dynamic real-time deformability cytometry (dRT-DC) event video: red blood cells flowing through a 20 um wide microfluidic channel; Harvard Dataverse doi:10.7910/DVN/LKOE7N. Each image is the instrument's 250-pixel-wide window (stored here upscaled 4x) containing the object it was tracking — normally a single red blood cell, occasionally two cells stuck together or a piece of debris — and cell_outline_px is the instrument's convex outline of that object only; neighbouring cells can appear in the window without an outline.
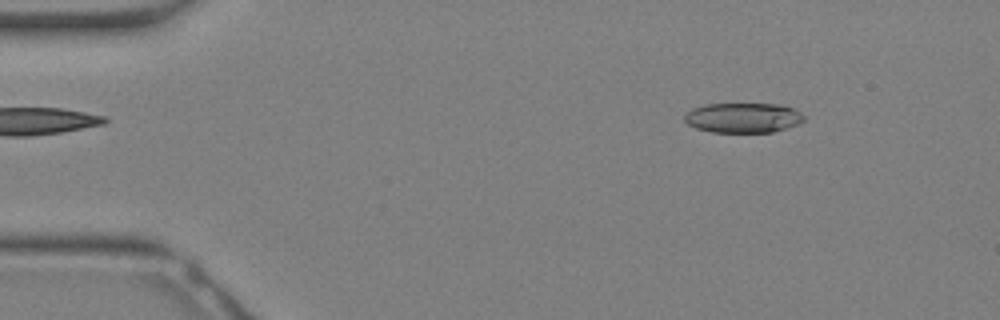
{"species": "Egyptian fruit bat (a non-hibernating species)", "species_latin": "Rousettus aegyptiacus", "temperature_condition": "warm", "stored_images_in_passage": 32, "camera_frame_rate_fps": 3000, "um_per_image_px": 0.085, "animal": {"sex": "female"}, "frame": {"image": 1, "passage_image": 4, "time_ms": 1.0, "image_size_px": [1000, 320], "cell_outline_px": [[804, 120], [796, 124], [772, 132], [712, 132], [696, 128], [688, 124], [684, 120], [684, 116], [692, 108], [704, 104], [780, 104], [792, 108], [800, 112], [804, 116]], "centroid_in_image_um": [63.13, 10.0], "position_along_channel_um": 21.9, "area_um2": 20.69}}
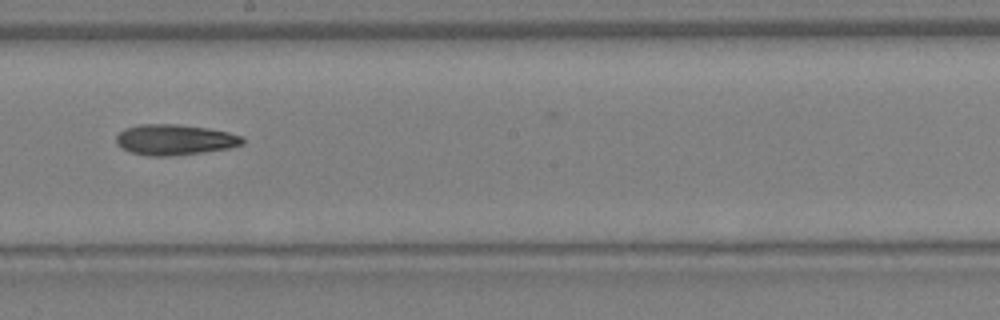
{"frame": {"image": 2, "passage_image": 18, "time_ms": 5.667, "image_size_px": [1000, 320], "cell_outline_px": [[244, 144], [228, 148], [200, 152], [168, 156], [148, 156], [132, 152], [120, 148], [116, 144], [116, 136], [124, 128], [140, 124], [176, 124], [208, 128], [228, 132], [240, 136], [244, 140]], "centroid_in_image_um": [14.8, 11.87], "position_along_channel_um": 233.4, "area_um2": 22.43}}
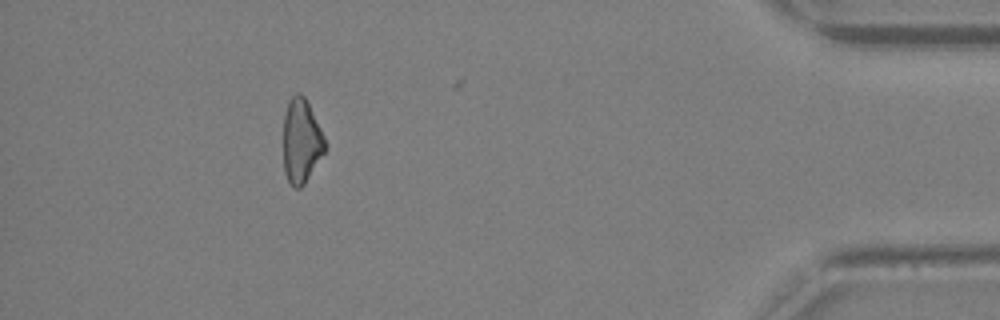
{"frame": {"image": 3, "passage_image": 29, "time_ms": 9.333, "image_size_px": [1000, 320], "cell_outline_px": [[328, 148], [304, 184], [300, 188], [292, 188], [284, 172], [284, 116], [288, 100], [296, 92], [300, 92], [304, 96], [324, 136]], "centroid_in_image_um": [25.62, 12.01], "position_along_channel_um": 409.6, "area_um2": 20.52}}